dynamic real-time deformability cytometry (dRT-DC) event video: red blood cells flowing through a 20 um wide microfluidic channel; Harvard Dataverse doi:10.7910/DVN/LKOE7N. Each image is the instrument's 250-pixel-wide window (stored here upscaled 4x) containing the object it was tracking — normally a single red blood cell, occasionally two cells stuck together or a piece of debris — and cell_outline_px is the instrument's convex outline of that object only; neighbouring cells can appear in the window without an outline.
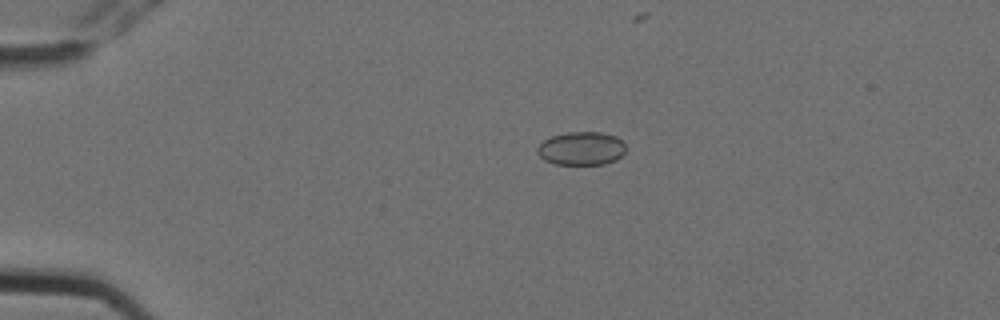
{"species": "Egyptian fruit bat (a non-hibernating species)", "species_latin": "Rousettus aegyptiacus", "temperature_condition": "cold", "stored_images_in_passage": 8, "camera_frame_rate_fps": 3000, "um_per_image_px": 0.085, "animal": {"sex": "female"}, "frame": {"image": 1, "passage_image": 2, "time_ms": 0.333, "image_size_px": [1000, 320], "cell_outline_px": [[628, 148], [616, 160], [604, 164], [556, 164], [544, 160], [536, 152], [536, 148], [544, 140], [552, 136], [568, 132], [600, 132], [616, 136]], "centroid_in_image_um": [49.42, 12.62], "position_along_channel_um": 35.6, "area_um2": 17.22}}
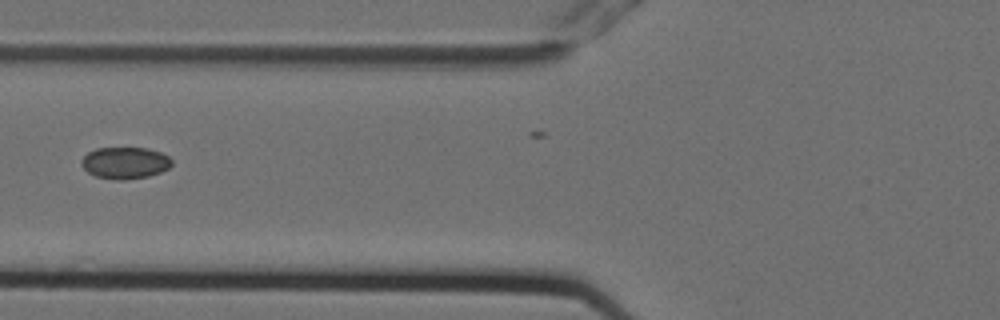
{"frame": {"image": 2, "passage_image": 5, "time_ms": 1.333, "image_size_px": [1000, 320], "cell_outline_px": [[172, 164], [168, 168], [160, 172], [148, 176], [124, 180], [116, 180], [96, 176], [88, 172], [80, 164], [80, 160], [88, 152], [96, 148], [148, 148], [160, 152], [168, 156], [172, 160]], "centroid_in_image_um": [10.61, 13.84], "position_along_channel_um": 115.2, "area_um2": 16.7}}
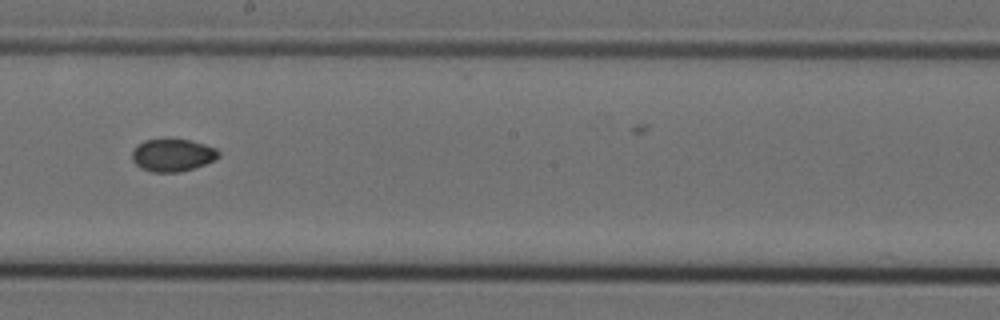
{"frame": {"image": 3, "passage_image": 8, "time_ms": 2.333, "image_size_px": [1000, 320], "cell_outline_px": [[220, 156], [216, 160], [180, 172], [152, 172], [140, 168], [132, 160], [132, 148], [136, 144], [144, 140], [164, 136], [168, 136], [188, 140], [204, 144], [216, 148], [220, 152]], "centroid_in_image_um": [14.63, 13.13], "position_along_channel_um": 233.6, "area_um2": 17.11}}